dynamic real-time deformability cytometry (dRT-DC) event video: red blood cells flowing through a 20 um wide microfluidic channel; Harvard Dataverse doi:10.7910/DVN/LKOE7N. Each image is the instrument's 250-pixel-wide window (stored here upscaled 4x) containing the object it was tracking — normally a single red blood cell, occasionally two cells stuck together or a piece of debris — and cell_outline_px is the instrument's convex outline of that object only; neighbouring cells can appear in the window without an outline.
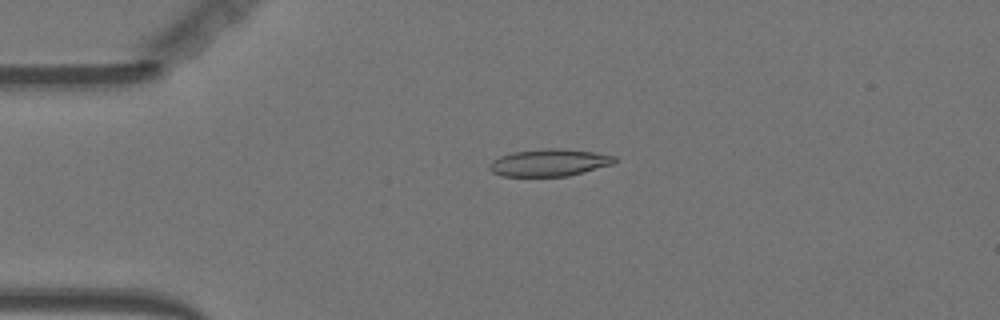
{"species": "Egyptian fruit bat (a non-hibernating species)", "species_latin": "Rousettus aegyptiacus", "temperature_condition": "warm", "stored_images_in_passage": 41, "camera_frame_rate_fps": 3000, "um_per_image_px": 0.085, "animal": {"sex": "female"}, "frame": {"image": 1, "passage_image": 4, "time_ms": 1.0, "image_size_px": [1000, 320], "cell_outline_px": [[620, 160], [612, 164], [584, 172], [568, 176], [500, 176], [492, 172], [488, 168], [488, 164], [492, 160], [500, 156], [512, 152], [544, 148], [564, 148], [592, 152], [616, 156]], "centroid_in_image_um": [46.68, 13.82], "position_along_channel_um": 38.3, "area_um2": 20.06}}
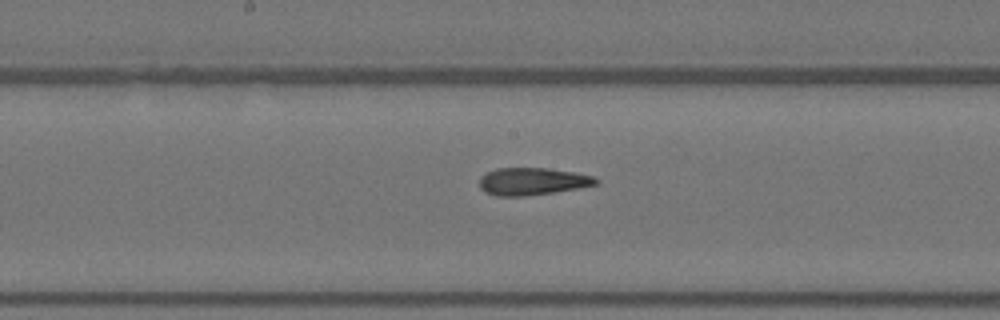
{"frame": {"image": 2, "passage_image": 20, "time_ms": 6.333, "image_size_px": [1000, 320], "cell_outline_px": [[600, 184], [556, 192], [524, 196], [496, 196], [484, 192], [480, 188], [480, 176], [496, 168], [548, 168], [576, 172], [592, 176], [600, 180]], "centroid_in_image_um": [45.27, 15.42], "position_along_channel_um": 202.9, "area_um2": 18.79}}
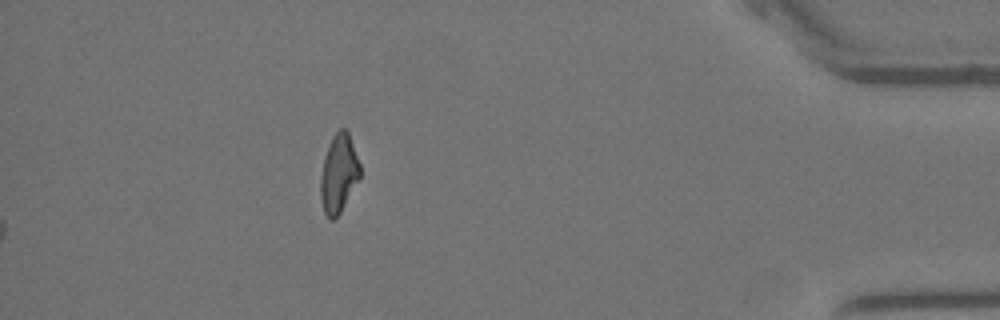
{"frame": {"image": 3, "passage_image": 41, "time_ms": 13.333, "image_size_px": [1000, 320], "cell_outline_px": [[360, 180], [340, 212], [332, 220], [328, 220], [324, 212], [320, 200], [320, 176], [324, 156], [332, 136], [340, 128], [344, 128], [348, 132], [360, 164]], "centroid_in_image_um": [28.78, 14.77], "position_along_channel_um": 406.4, "area_um2": 18.21}, "authors_computed_cell_mechanics": {"area_um2": 19.074, "velocity_mm_per_s": 3.6348, "shape_relaxation_time_tau1_ms": null, "shape_relaxation_time_tau2_ms": 1.4604, "deformation_change_tau1": null, "deformation_change_tau2": 0.0862}}